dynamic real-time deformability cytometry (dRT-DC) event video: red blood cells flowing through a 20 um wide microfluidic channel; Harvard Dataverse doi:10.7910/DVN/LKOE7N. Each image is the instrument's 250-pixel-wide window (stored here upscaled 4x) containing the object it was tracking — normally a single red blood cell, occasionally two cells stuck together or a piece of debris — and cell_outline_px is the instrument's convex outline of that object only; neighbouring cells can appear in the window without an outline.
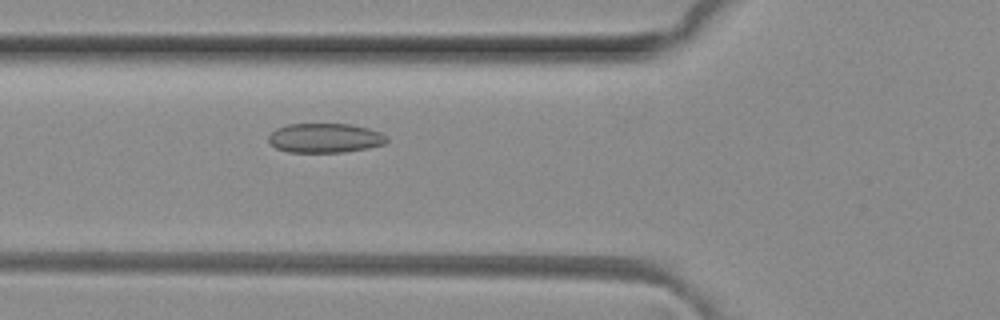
{"species": "common noctule bat (a hibernating species)", "species_latin": "Nyctalus noctula", "temperature_condition": "room temperature", "stored_images_in_passage": 4, "camera_frame_rate_fps": 3000, "um_per_image_px": 0.085, "animal": {"sex": "female", "body_mass_g": 29.2, "forearm_length_mm": 56.3}, "frame": {"image": 1, "passage_image": 4, "time_ms": 1.0, "image_size_px": [1000, 320], "cell_outline_px": [[388, 140], [384, 144], [368, 148], [344, 152], [288, 152], [276, 148], [268, 140], [268, 136], [276, 128], [288, 124], [352, 124], [368, 128], [380, 132], [388, 136]], "centroid_in_image_um": [27.64, 11.73], "position_along_channel_um": 98.2, "area_um2": 20.35}}